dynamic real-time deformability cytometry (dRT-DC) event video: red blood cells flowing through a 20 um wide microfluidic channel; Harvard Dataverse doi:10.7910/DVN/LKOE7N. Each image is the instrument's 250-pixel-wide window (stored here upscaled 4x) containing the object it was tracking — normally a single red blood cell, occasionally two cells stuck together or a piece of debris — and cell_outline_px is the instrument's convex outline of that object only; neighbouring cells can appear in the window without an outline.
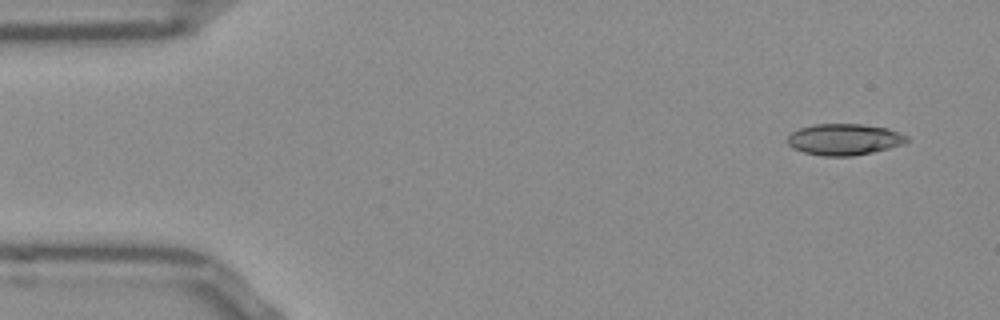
{"species": "Egyptian fruit bat (a non-hibernating species)", "species_latin": "Rousettus aegyptiacus", "temperature_condition": "room temperature", "stored_images_in_passage": 50, "camera_frame_rate_fps": 3000, "um_per_image_px": 0.085, "frame": {"image": 1, "passage_image": 1, "time_ms": 0.0, "image_size_px": [1000, 320], "cell_outline_px": [[908, 140], [900, 144], [888, 148], [872, 152], [852, 156], [820, 156], [804, 152], [792, 148], [784, 140], [792, 132], [800, 128], [816, 124], [860, 124], [888, 128], [908, 136]], "centroid_in_image_um": [71.71, 11.85], "position_along_channel_um": 13.3, "area_um2": 21.73}}
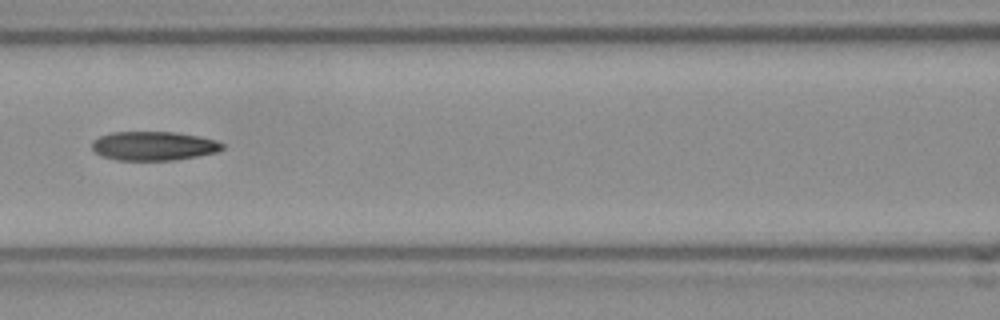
{"frame": {"image": 2, "passage_image": 20, "time_ms": 6.333, "image_size_px": [1000, 320], "cell_outline_px": [[224, 148], [216, 152], [176, 160], [116, 160], [100, 156], [92, 148], [92, 140], [100, 136], [112, 132], [176, 132], [200, 136], [216, 140], [224, 144]], "centroid_in_image_um": [13.05, 12.4], "position_along_channel_um": 153.5, "area_um2": 22.14}}
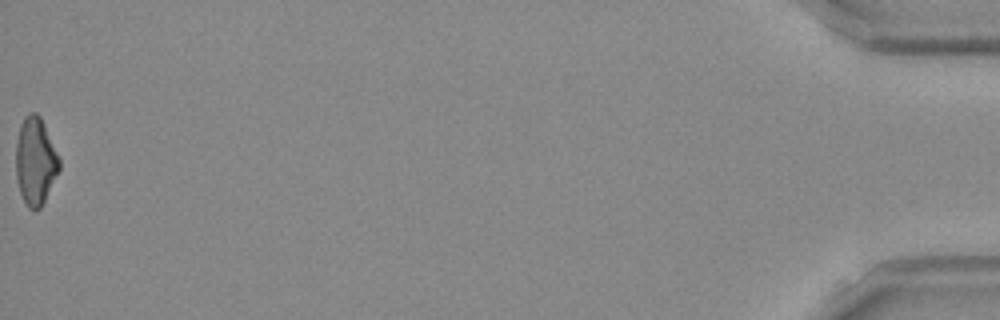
{"frame": {"image": 3, "passage_image": 50, "time_ms": 16.333, "image_size_px": [1000, 320], "cell_outline_px": [[60, 168], [40, 208], [28, 208], [20, 192], [16, 176], [16, 144], [20, 124], [24, 116], [28, 112], [36, 112], [40, 116], [60, 160]], "centroid_in_image_um": [2.99, 13.65], "position_along_channel_um": 432.2, "area_um2": 21.73}, "authors_computed_cell_mechanics": {"area_um2": 22.253, "velocity_mm_per_s": 3.8563, "shape_relaxation_time_tau1_ms": 9.0917, "shape_relaxation_time_tau2_ms": 5.2195, "deformation_change_tau1": 0.2632, "deformation_change_tau2": 0.1515}}